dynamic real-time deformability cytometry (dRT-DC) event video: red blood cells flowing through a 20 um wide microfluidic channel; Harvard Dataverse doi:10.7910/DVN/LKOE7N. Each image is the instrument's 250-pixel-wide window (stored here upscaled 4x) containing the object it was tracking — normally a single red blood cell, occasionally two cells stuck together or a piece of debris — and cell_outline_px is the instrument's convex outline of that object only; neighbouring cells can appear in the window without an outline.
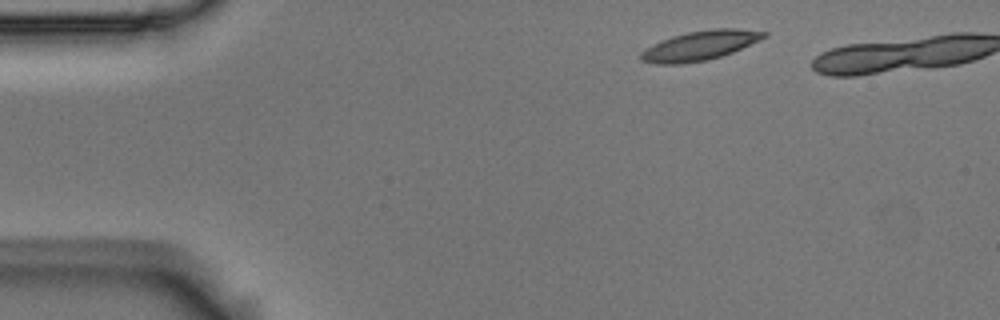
{"species": "Egyptian fruit bat (a non-hibernating species)", "species_latin": "Rousettus aegyptiacus", "temperature_condition": "room temperature", "stored_images_in_passage": 4, "camera_frame_rate_fps": 3000, "um_per_image_px": 0.085, "animal": {"sex": "male"}, "frame": {"image": 1, "passage_image": 1, "time_ms": 0.0, "image_size_px": [1000, 320], "cell_outline_px": [[768, 36], [732, 52], [708, 60], [680, 64], [656, 64], [640, 60], [640, 52], [652, 44], [660, 40], [672, 36], [688, 32], [712, 28], [736, 28], [768, 32]], "centroid_in_image_um": [59.47, 3.87], "position_along_channel_um": 25.5, "area_um2": 21.15}}